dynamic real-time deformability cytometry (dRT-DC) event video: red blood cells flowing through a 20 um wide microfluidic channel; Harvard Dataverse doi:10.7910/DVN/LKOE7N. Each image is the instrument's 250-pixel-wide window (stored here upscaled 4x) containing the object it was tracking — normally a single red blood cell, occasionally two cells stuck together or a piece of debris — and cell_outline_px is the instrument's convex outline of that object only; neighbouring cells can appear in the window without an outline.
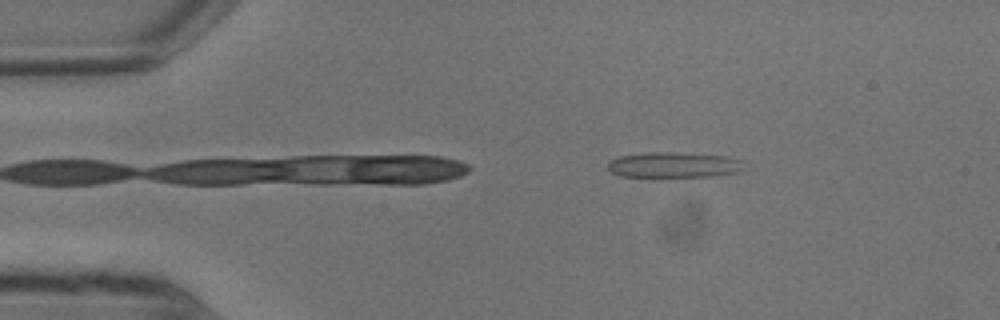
{"species": "common noctule bat (a hibernating species)", "species_latin": "Nyctalus noctula", "temperature_condition": "warm", "stored_images_in_passage": 14, "camera_frame_rate_fps": 3000, "um_per_image_px": 0.085, "animal": {"sex": "male", "body_mass_g": 13.3}, "frame": {"image": 1, "passage_image": 3, "time_ms": 0.667, "image_size_px": [1000, 320], "cell_outline_px": [[744, 168], [740, 172], [712, 176], [620, 176], [612, 172], [608, 168], [608, 164], [612, 160], [620, 156], [648, 152], [676, 152], [728, 156], [744, 160]], "centroid_in_image_um": [57.36, 14.0], "position_along_channel_um": 27.6, "area_um2": 20.23}}